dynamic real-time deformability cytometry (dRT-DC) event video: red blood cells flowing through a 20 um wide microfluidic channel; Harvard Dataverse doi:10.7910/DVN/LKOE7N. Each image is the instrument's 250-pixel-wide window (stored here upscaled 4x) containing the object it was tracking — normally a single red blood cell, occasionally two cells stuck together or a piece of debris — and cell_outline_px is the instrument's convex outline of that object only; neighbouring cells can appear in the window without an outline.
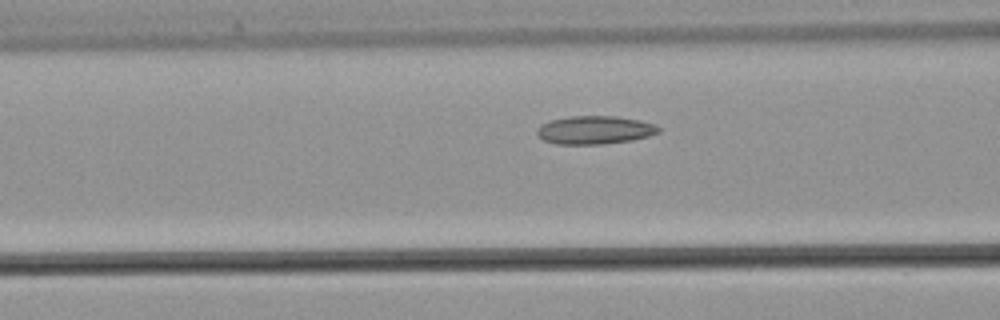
{"species": "common noctule bat (a hibernating species)", "species_latin": "Nyctalus noctula", "temperature_condition": "warm", "stored_images_in_passage": 23, "camera_frame_rate_fps": 3000, "um_per_image_px": 0.085, "animal": {"sex": "male", "body_mass_g": 21.5, "forearm_length_mm": 52.0}, "frame": {"image": 1, "passage_image": 10, "time_ms": 3.0, "image_size_px": [1000, 320], "cell_outline_px": [[660, 132], [648, 136], [632, 140], [604, 144], [556, 144], [544, 140], [536, 132], [536, 128], [540, 124], [552, 120], [568, 116], [616, 116], [640, 120], [656, 124], [660, 128]], "centroid_in_image_um": [50.56, 11.04], "position_along_channel_um": 116.0, "area_um2": 20.11}}